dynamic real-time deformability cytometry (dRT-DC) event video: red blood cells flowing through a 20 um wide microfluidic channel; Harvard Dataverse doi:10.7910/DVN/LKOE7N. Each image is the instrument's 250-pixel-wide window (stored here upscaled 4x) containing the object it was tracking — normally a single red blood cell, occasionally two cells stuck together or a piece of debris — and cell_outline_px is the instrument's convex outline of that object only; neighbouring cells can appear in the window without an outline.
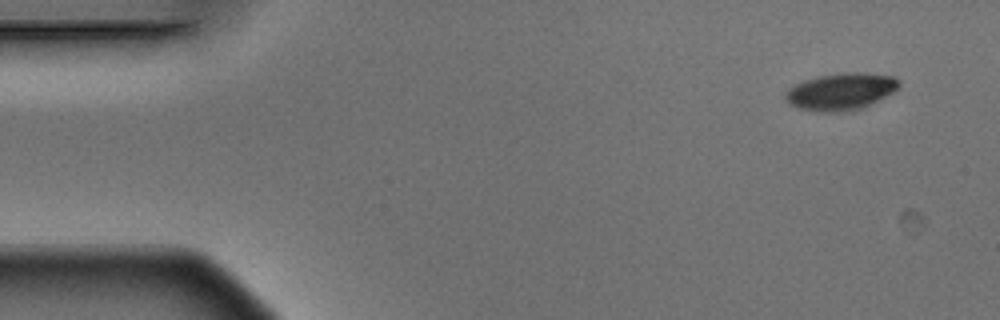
{"species": "Egyptian fruit bat (a non-hibernating species)", "species_latin": "Rousettus aegyptiacus", "temperature_condition": "warm", "stored_images_in_passage": 4, "camera_frame_rate_fps": 3000, "um_per_image_px": 0.085, "animal": {"sex": "male"}, "frame": {"image": 1, "passage_image": 1, "time_ms": 0.0, "image_size_px": [1000, 320], "cell_outline_px": [[900, 88], [860, 108], [836, 112], [816, 112], [800, 108], [788, 104], [784, 96], [788, 88], [804, 80], [820, 76], [848, 72], [856, 72], [892, 76], [900, 80]], "centroid_in_image_um": [71.44, 7.78], "position_along_channel_um": 13.6, "area_um2": 24.1}}
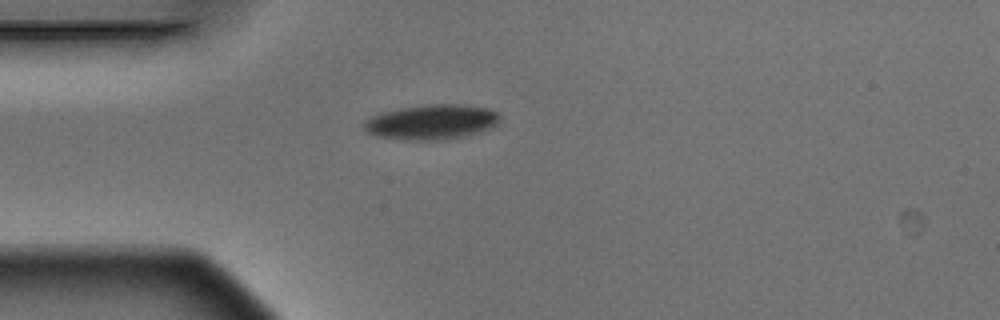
{"frame": {"image": 2, "passage_image": 4, "time_ms": 1.0, "image_size_px": [1000, 320], "cell_outline_px": [[500, 116], [496, 124], [488, 128], [460, 136], [436, 140], [404, 140], [376, 136], [368, 132], [364, 128], [364, 120], [380, 112], [400, 108], [428, 104], [460, 104], [488, 108], [496, 112]], "centroid_in_image_um": [36.61, 10.35], "position_along_channel_um": 48.4, "area_um2": 27.28}}